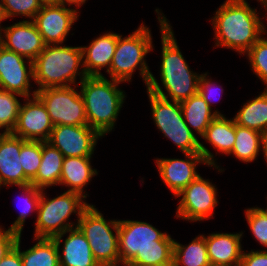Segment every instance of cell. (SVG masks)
Segmentation results:
<instances>
[{"label":"cell","instance_id":"obj_32","mask_svg":"<svg viewBox=\"0 0 267 266\" xmlns=\"http://www.w3.org/2000/svg\"><path fill=\"white\" fill-rule=\"evenodd\" d=\"M20 157L25 177L31 182L39 170L42 159V141L26 140L21 147Z\"/></svg>","mask_w":267,"mask_h":266},{"label":"cell","instance_id":"obj_9","mask_svg":"<svg viewBox=\"0 0 267 266\" xmlns=\"http://www.w3.org/2000/svg\"><path fill=\"white\" fill-rule=\"evenodd\" d=\"M77 227L88 240L100 266L121 265L118 249L119 220H106L95 205L90 204L79 218Z\"/></svg>","mask_w":267,"mask_h":266},{"label":"cell","instance_id":"obj_33","mask_svg":"<svg viewBox=\"0 0 267 266\" xmlns=\"http://www.w3.org/2000/svg\"><path fill=\"white\" fill-rule=\"evenodd\" d=\"M263 34L245 53L249 60L251 71L261 80L267 89V38Z\"/></svg>","mask_w":267,"mask_h":266},{"label":"cell","instance_id":"obj_21","mask_svg":"<svg viewBox=\"0 0 267 266\" xmlns=\"http://www.w3.org/2000/svg\"><path fill=\"white\" fill-rule=\"evenodd\" d=\"M243 232L211 233L205 236L211 266H238L243 252Z\"/></svg>","mask_w":267,"mask_h":266},{"label":"cell","instance_id":"obj_8","mask_svg":"<svg viewBox=\"0 0 267 266\" xmlns=\"http://www.w3.org/2000/svg\"><path fill=\"white\" fill-rule=\"evenodd\" d=\"M44 191L45 189L41 191L33 238H54L76 227L83 211L90 205L86 198L76 192L64 191L59 196L49 199ZM73 213L77 216L75 224L69 222Z\"/></svg>","mask_w":267,"mask_h":266},{"label":"cell","instance_id":"obj_22","mask_svg":"<svg viewBox=\"0 0 267 266\" xmlns=\"http://www.w3.org/2000/svg\"><path fill=\"white\" fill-rule=\"evenodd\" d=\"M92 157H65L59 185L68 187L67 191L76 192L84 198L89 196L84 188L98 175L91 164Z\"/></svg>","mask_w":267,"mask_h":266},{"label":"cell","instance_id":"obj_15","mask_svg":"<svg viewBox=\"0 0 267 266\" xmlns=\"http://www.w3.org/2000/svg\"><path fill=\"white\" fill-rule=\"evenodd\" d=\"M79 13L72 8L58 5H43L33 22L45 45L64 44Z\"/></svg>","mask_w":267,"mask_h":266},{"label":"cell","instance_id":"obj_7","mask_svg":"<svg viewBox=\"0 0 267 266\" xmlns=\"http://www.w3.org/2000/svg\"><path fill=\"white\" fill-rule=\"evenodd\" d=\"M151 34L150 28L144 25V22L127 37L119 34L116 50L107 72L110 79L122 83L132 82L134 72L139 70V75L147 87L152 72L145 58L154 48Z\"/></svg>","mask_w":267,"mask_h":266},{"label":"cell","instance_id":"obj_20","mask_svg":"<svg viewBox=\"0 0 267 266\" xmlns=\"http://www.w3.org/2000/svg\"><path fill=\"white\" fill-rule=\"evenodd\" d=\"M119 33L106 32L93 39L89 45L81 46L83 68L87 76H103L101 72L109 71Z\"/></svg>","mask_w":267,"mask_h":266},{"label":"cell","instance_id":"obj_3","mask_svg":"<svg viewBox=\"0 0 267 266\" xmlns=\"http://www.w3.org/2000/svg\"><path fill=\"white\" fill-rule=\"evenodd\" d=\"M258 15L257 9L246 0L224 1L211 18L215 47L245 55L263 34H267V27Z\"/></svg>","mask_w":267,"mask_h":266},{"label":"cell","instance_id":"obj_25","mask_svg":"<svg viewBox=\"0 0 267 266\" xmlns=\"http://www.w3.org/2000/svg\"><path fill=\"white\" fill-rule=\"evenodd\" d=\"M216 150V155H228L234 146L236 138V122L234 118L217 115L201 137Z\"/></svg>","mask_w":267,"mask_h":266},{"label":"cell","instance_id":"obj_29","mask_svg":"<svg viewBox=\"0 0 267 266\" xmlns=\"http://www.w3.org/2000/svg\"><path fill=\"white\" fill-rule=\"evenodd\" d=\"M262 147V133L236 124V138L232 151L239 161L251 163L257 159Z\"/></svg>","mask_w":267,"mask_h":266},{"label":"cell","instance_id":"obj_30","mask_svg":"<svg viewBox=\"0 0 267 266\" xmlns=\"http://www.w3.org/2000/svg\"><path fill=\"white\" fill-rule=\"evenodd\" d=\"M22 96L0 88V129L2 133H12L16 126Z\"/></svg>","mask_w":267,"mask_h":266},{"label":"cell","instance_id":"obj_27","mask_svg":"<svg viewBox=\"0 0 267 266\" xmlns=\"http://www.w3.org/2000/svg\"><path fill=\"white\" fill-rule=\"evenodd\" d=\"M260 93L244 103L233 118L237 125L264 133L267 131V89Z\"/></svg>","mask_w":267,"mask_h":266},{"label":"cell","instance_id":"obj_12","mask_svg":"<svg viewBox=\"0 0 267 266\" xmlns=\"http://www.w3.org/2000/svg\"><path fill=\"white\" fill-rule=\"evenodd\" d=\"M31 80H34L33 62L0 44V88L23 98L33 97L36 89L31 91Z\"/></svg>","mask_w":267,"mask_h":266},{"label":"cell","instance_id":"obj_6","mask_svg":"<svg viewBox=\"0 0 267 266\" xmlns=\"http://www.w3.org/2000/svg\"><path fill=\"white\" fill-rule=\"evenodd\" d=\"M147 95L154 124L165 138L175 144L182 153H201L207 166L214 167L220 173L225 171L217 165L214 153L199 141V137L186 124L180 102L167 100L148 90Z\"/></svg>","mask_w":267,"mask_h":266},{"label":"cell","instance_id":"obj_10","mask_svg":"<svg viewBox=\"0 0 267 266\" xmlns=\"http://www.w3.org/2000/svg\"><path fill=\"white\" fill-rule=\"evenodd\" d=\"M77 85L36 90L53 125H88L85 106Z\"/></svg>","mask_w":267,"mask_h":266},{"label":"cell","instance_id":"obj_34","mask_svg":"<svg viewBox=\"0 0 267 266\" xmlns=\"http://www.w3.org/2000/svg\"><path fill=\"white\" fill-rule=\"evenodd\" d=\"M244 213L255 241L267 248V213L258 206L245 209Z\"/></svg>","mask_w":267,"mask_h":266},{"label":"cell","instance_id":"obj_36","mask_svg":"<svg viewBox=\"0 0 267 266\" xmlns=\"http://www.w3.org/2000/svg\"><path fill=\"white\" fill-rule=\"evenodd\" d=\"M208 75H209L208 72L201 73L198 81V93L204 98V100L213 110L212 103L213 102L215 103V101L218 102L220 100V98L222 97V93L224 92V89L222 88V85L219 86L218 84H216V82H212V79ZM217 95L219 96V99Z\"/></svg>","mask_w":267,"mask_h":266},{"label":"cell","instance_id":"obj_19","mask_svg":"<svg viewBox=\"0 0 267 266\" xmlns=\"http://www.w3.org/2000/svg\"><path fill=\"white\" fill-rule=\"evenodd\" d=\"M67 235L60 249L63 237ZM60 266H100L95 260L89 242L76 226L55 236Z\"/></svg>","mask_w":267,"mask_h":266},{"label":"cell","instance_id":"obj_38","mask_svg":"<svg viewBox=\"0 0 267 266\" xmlns=\"http://www.w3.org/2000/svg\"><path fill=\"white\" fill-rule=\"evenodd\" d=\"M19 234L0 225V261L15 246Z\"/></svg>","mask_w":267,"mask_h":266},{"label":"cell","instance_id":"obj_45","mask_svg":"<svg viewBox=\"0 0 267 266\" xmlns=\"http://www.w3.org/2000/svg\"><path fill=\"white\" fill-rule=\"evenodd\" d=\"M123 266H132V265H130V264H123Z\"/></svg>","mask_w":267,"mask_h":266},{"label":"cell","instance_id":"obj_11","mask_svg":"<svg viewBox=\"0 0 267 266\" xmlns=\"http://www.w3.org/2000/svg\"><path fill=\"white\" fill-rule=\"evenodd\" d=\"M218 191L209 179L198 176L177 196L181 199L176 209V218L189 222L206 221L213 218L218 205Z\"/></svg>","mask_w":267,"mask_h":266},{"label":"cell","instance_id":"obj_42","mask_svg":"<svg viewBox=\"0 0 267 266\" xmlns=\"http://www.w3.org/2000/svg\"><path fill=\"white\" fill-rule=\"evenodd\" d=\"M4 20H7V16H6L5 11H4L3 3H2V1L0 0V30H1V28L3 27V26H2V22H3Z\"/></svg>","mask_w":267,"mask_h":266},{"label":"cell","instance_id":"obj_5","mask_svg":"<svg viewBox=\"0 0 267 266\" xmlns=\"http://www.w3.org/2000/svg\"><path fill=\"white\" fill-rule=\"evenodd\" d=\"M33 73L36 90L78 85L77 80L80 83L87 76L81 46L45 45L33 61Z\"/></svg>","mask_w":267,"mask_h":266},{"label":"cell","instance_id":"obj_31","mask_svg":"<svg viewBox=\"0 0 267 266\" xmlns=\"http://www.w3.org/2000/svg\"><path fill=\"white\" fill-rule=\"evenodd\" d=\"M19 189H22L21 197L24 200V204L20 209L19 216L13 222V224L8 228L11 231L22 235L24 223L26 222V218L31 215L30 213L38 211V205L41 198V189L35 187L33 184H26L22 186H17Z\"/></svg>","mask_w":267,"mask_h":266},{"label":"cell","instance_id":"obj_37","mask_svg":"<svg viewBox=\"0 0 267 266\" xmlns=\"http://www.w3.org/2000/svg\"><path fill=\"white\" fill-rule=\"evenodd\" d=\"M238 266H267V249L242 252L241 261Z\"/></svg>","mask_w":267,"mask_h":266},{"label":"cell","instance_id":"obj_13","mask_svg":"<svg viewBox=\"0 0 267 266\" xmlns=\"http://www.w3.org/2000/svg\"><path fill=\"white\" fill-rule=\"evenodd\" d=\"M99 138L102 136L88 125H55L47 142L64 157H92Z\"/></svg>","mask_w":267,"mask_h":266},{"label":"cell","instance_id":"obj_43","mask_svg":"<svg viewBox=\"0 0 267 266\" xmlns=\"http://www.w3.org/2000/svg\"><path fill=\"white\" fill-rule=\"evenodd\" d=\"M41 5H58L60 0H38Z\"/></svg>","mask_w":267,"mask_h":266},{"label":"cell","instance_id":"obj_1","mask_svg":"<svg viewBox=\"0 0 267 266\" xmlns=\"http://www.w3.org/2000/svg\"><path fill=\"white\" fill-rule=\"evenodd\" d=\"M155 12L158 15L162 45L159 75L166 93L153 74L150 75L146 90L167 100L182 102L198 93L201 74L190 69L180 51L169 20L159 8H156Z\"/></svg>","mask_w":267,"mask_h":266},{"label":"cell","instance_id":"obj_17","mask_svg":"<svg viewBox=\"0 0 267 266\" xmlns=\"http://www.w3.org/2000/svg\"><path fill=\"white\" fill-rule=\"evenodd\" d=\"M0 44L30 61H34L45 47L33 20L23 19L0 30Z\"/></svg>","mask_w":267,"mask_h":266},{"label":"cell","instance_id":"obj_16","mask_svg":"<svg viewBox=\"0 0 267 266\" xmlns=\"http://www.w3.org/2000/svg\"><path fill=\"white\" fill-rule=\"evenodd\" d=\"M184 159L157 158L156 166L163 183L174 196L194 181L200 174L199 164L207 165L201 153H183Z\"/></svg>","mask_w":267,"mask_h":266},{"label":"cell","instance_id":"obj_18","mask_svg":"<svg viewBox=\"0 0 267 266\" xmlns=\"http://www.w3.org/2000/svg\"><path fill=\"white\" fill-rule=\"evenodd\" d=\"M25 141L12 133L0 132V188L31 184L25 177L20 157Z\"/></svg>","mask_w":267,"mask_h":266},{"label":"cell","instance_id":"obj_41","mask_svg":"<svg viewBox=\"0 0 267 266\" xmlns=\"http://www.w3.org/2000/svg\"><path fill=\"white\" fill-rule=\"evenodd\" d=\"M261 151L263 152V157L265 158L267 162V131L262 133V147Z\"/></svg>","mask_w":267,"mask_h":266},{"label":"cell","instance_id":"obj_35","mask_svg":"<svg viewBox=\"0 0 267 266\" xmlns=\"http://www.w3.org/2000/svg\"><path fill=\"white\" fill-rule=\"evenodd\" d=\"M5 14L8 18L24 16L28 20H33L41 10L42 5L38 0H1Z\"/></svg>","mask_w":267,"mask_h":266},{"label":"cell","instance_id":"obj_26","mask_svg":"<svg viewBox=\"0 0 267 266\" xmlns=\"http://www.w3.org/2000/svg\"><path fill=\"white\" fill-rule=\"evenodd\" d=\"M21 236L15 247L20 251L23 266H60L58 249L53 238H34L32 247L21 251Z\"/></svg>","mask_w":267,"mask_h":266},{"label":"cell","instance_id":"obj_28","mask_svg":"<svg viewBox=\"0 0 267 266\" xmlns=\"http://www.w3.org/2000/svg\"><path fill=\"white\" fill-rule=\"evenodd\" d=\"M172 266H211L203 234L186 245L174 239Z\"/></svg>","mask_w":267,"mask_h":266},{"label":"cell","instance_id":"obj_40","mask_svg":"<svg viewBox=\"0 0 267 266\" xmlns=\"http://www.w3.org/2000/svg\"><path fill=\"white\" fill-rule=\"evenodd\" d=\"M86 1H87V0H60V1H59V4L65 6V7L68 6V8H71V7H72L73 10H75L76 12H78V13L80 14V12H79L78 9H80L79 7H81L82 5H84V4L86 3ZM73 5H74L75 7H73ZM69 6H70V7H69ZM74 8H75V9H74ZM77 8H78V9H77Z\"/></svg>","mask_w":267,"mask_h":266},{"label":"cell","instance_id":"obj_23","mask_svg":"<svg viewBox=\"0 0 267 266\" xmlns=\"http://www.w3.org/2000/svg\"><path fill=\"white\" fill-rule=\"evenodd\" d=\"M180 105L186 124L200 137L217 115H223L217 109L213 111L199 93L180 102Z\"/></svg>","mask_w":267,"mask_h":266},{"label":"cell","instance_id":"obj_2","mask_svg":"<svg viewBox=\"0 0 267 266\" xmlns=\"http://www.w3.org/2000/svg\"><path fill=\"white\" fill-rule=\"evenodd\" d=\"M174 239L152 224L139 220H119L118 249L123 264L132 266H172Z\"/></svg>","mask_w":267,"mask_h":266},{"label":"cell","instance_id":"obj_4","mask_svg":"<svg viewBox=\"0 0 267 266\" xmlns=\"http://www.w3.org/2000/svg\"><path fill=\"white\" fill-rule=\"evenodd\" d=\"M120 81L103 76H86L80 85L88 126L102 137L114 129L126 93L120 89Z\"/></svg>","mask_w":267,"mask_h":266},{"label":"cell","instance_id":"obj_44","mask_svg":"<svg viewBox=\"0 0 267 266\" xmlns=\"http://www.w3.org/2000/svg\"><path fill=\"white\" fill-rule=\"evenodd\" d=\"M262 6L264 7V9L266 10L265 12H267V0H259V2ZM267 14V13H266ZM265 18H267V16L264 15Z\"/></svg>","mask_w":267,"mask_h":266},{"label":"cell","instance_id":"obj_24","mask_svg":"<svg viewBox=\"0 0 267 266\" xmlns=\"http://www.w3.org/2000/svg\"><path fill=\"white\" fill-rule=\"evenodd\" d=\"M64 158L56 147L42 141L41 164L31 184L41 190L59 185Z\"/></svg>","mask_w":267,"mask_h":266},{"label":"cell","instance_id":"obj_39","mask_svg":"<svg viewBox=\"0 0 267 266\" xmlns=\"http://www.w3.org/2000/svg\"><path fill=\"white\" fill-rule=\"evenodd\" d=\"M0 266H23L20 251L14 246L0 261Z\"/></svg>","mask_w":267,"mask_h":266},{"label":"cell","instance_id":"obj_14","mask_svg":"<svg viewBox=\"0 0 267 266\" xmlns=\"http://www.w3.org/2000/svg\"><path fill=\"white\" fill-rule=\"evenodd\" d=\"M24 100L12 134L25 140L48 141L54 125L45 105L36 95Z\"/></svg>","mask_w":267,"mask_h":266}]
</instances>
